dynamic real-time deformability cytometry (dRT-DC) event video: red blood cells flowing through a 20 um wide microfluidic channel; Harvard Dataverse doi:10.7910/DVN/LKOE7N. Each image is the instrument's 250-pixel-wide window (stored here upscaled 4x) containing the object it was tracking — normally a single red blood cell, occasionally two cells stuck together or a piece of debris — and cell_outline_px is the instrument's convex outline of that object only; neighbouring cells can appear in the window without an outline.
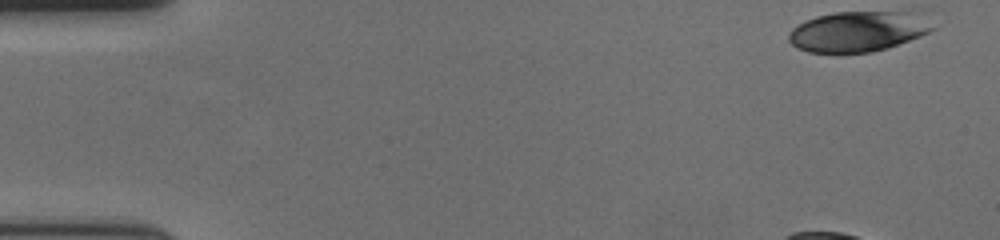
{"species": "human", "species_latin": "Homo sapiens", "temperature_condition": "cold", "stored_images_in_passage": 48, "camera_frame_rate_fps": 3000, "um_per_image_px": 0.085, "donor": {"sex": "female"}, "frame": {"image": 1, "passage_image": 1, "time_ms": 0.0, "image_size_px": [1000, 240], "cell_outline_px": [[936, 28], [920, 36], [888, 48], [872, 52], [808, 52], [796, 48], [788, 40], [788, 36], [792, 28], [816, 16], [836, 12], [900, 12]], "centroid_in_image_um": [72.77, 2.71], "position_along_channel_um": 12.2, "area_um2": 32.6}}
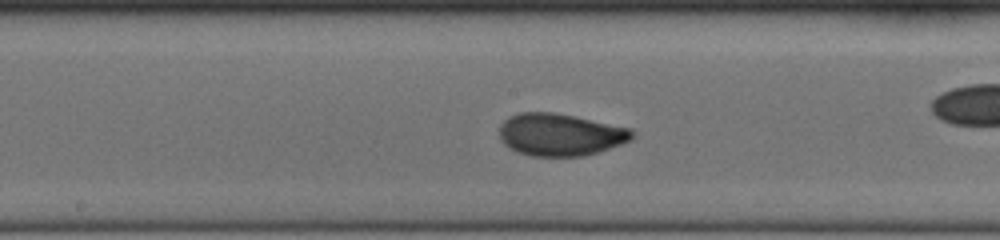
{"frame": {"image": 2, "passage_image": 28, "time_ms": 9.0, "image_size_px": [1000, 240], "cell_outline_px": [[636, 136], [620, 144], [584, 156], [532, 156], [516, 152], [508, 148], [500, 140], [500, 124], [508, 116], [520, 112], [552, 112], [632, 128], [636, 132]], "centroid_in_image_um": [47.59, 11.44], "position_along_channel_um": 200.6, "area_um2": 32.77}}
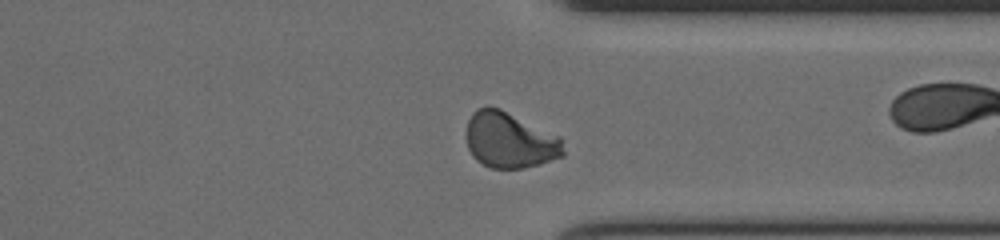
{"frame": {"image": 3, "passage_image": 42, "time_ms": 13.667, "image_size_px": [1000, 240], "cell_outline_px": [[564, 156], [540, 164], [524, 168], [492, 168], [476, 160], [472, 156], [468, 148], [468, 120], [472, 112], [476, 108], [488, 104], [500, 108], [560, 136], [564, 152]], "centroid_in_image_um": [43.33, 11.9], "position_along_channel_um": 368.1, "area_um2": 31.73}, "authors_computed_cell_mechanics": {"area_um2": 32.0501, "velocity_mm_per_s": 3.6137, "shape_relaxation_time_tau1_ms": 3.3851, "shape_relaxation_time_tau2_ms": null, "deformation_change_tau1": 0.1591, "deformation_change_tau2": null}}